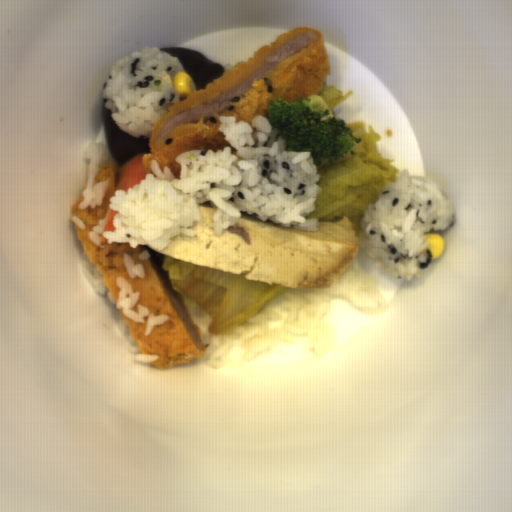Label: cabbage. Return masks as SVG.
<instances>
[{
    "label": "cabbage",
    "mask_w": 512,
    "mask_h": 512,
    "mask_svg": "<svg viewBox=\"0 0 512 512\" xmlns=\"http://www.w3.org/2000/svg\"><path fill=\"white\" fill-rule=\"evenodd\" d=\"M347 125L361 138L354 146L357 154L315 165L320 193L315 210L306 218L316 219L317 223L340 222L346 218L353 223L355 237H359L361 220L369 205L375 204L379 192L391 182H397L401 173L393 165V159L380 156L381 138L370 124L360 121Z\"/></svg>",
    "instance_id": "2"
},
{
    "label": "cabbage",
    "mask_w": 512,
    "mask_h": 512,
    "mask_svg": "<svg viewBox=\"0 0 512 512\" xmlns=\"http://www.w3.org/2000/svg\"><path fill=\"white\" fill-rule=\"evenodd\" d=\"M163 269L172 289L187 306L212 318L209 334H228L289 291L286 285H272L246 278V272L235 274L212 267L163 255Z\"/></svg>",
    "instance_id": "1"
},
{
    "label": "cabbage",
    "mask_w": 512,
    "mask_h": 512,
    "mask_svg": "<svg viewBox=\"0 0 512 512\" xmlns=\"http://www.w3.org/2000/svg\"><path fill=\"white\" fill-rule=\"evenodd\" d=\"M353 94V91L348 90L346 93H342L341 90L336 86L323 84L317 93V95L322 98V100L326 103L331 111Z\"/></svg>",
    "instance_id": "3"
}]
</instances>
